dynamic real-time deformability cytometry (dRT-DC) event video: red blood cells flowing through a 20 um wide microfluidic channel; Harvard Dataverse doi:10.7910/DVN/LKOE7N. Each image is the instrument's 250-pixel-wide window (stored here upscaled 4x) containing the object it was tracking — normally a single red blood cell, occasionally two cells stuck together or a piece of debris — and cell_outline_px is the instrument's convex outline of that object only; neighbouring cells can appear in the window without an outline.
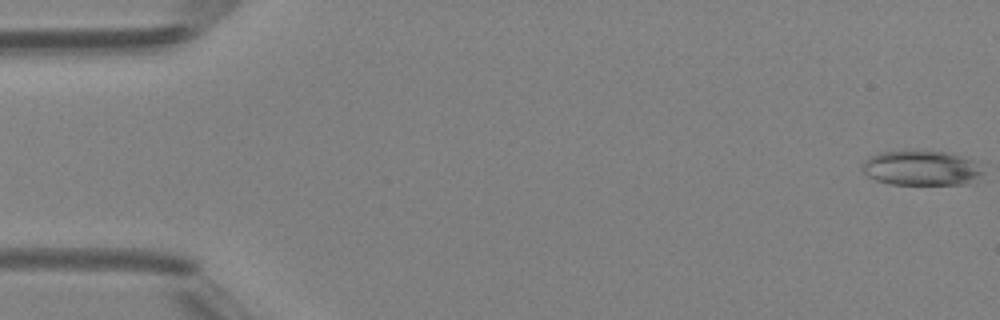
{"species": "Egyptian fruit bat (a non-hibernating species)", "species_latin": "Rousettus aegyptiacus", "temperature_condition": "room temperature", "stored_images_in_passage": 5, "camera_frame_rate_fps": 3000, "um_per_image_px": 0.085, "animal": {"sex": "female"}, "frame": {"image": 1, "passage_image": 1, "time_ms": 0.0, "image_size_px": [1000, 320], "cell_outline_px": [[984, 172], [980, 176], [968, 184], [888, 184], [876, 180], [868, 176], [860, 168], [864, 160], [868, 156], [880, 152], [912, 148], [916, 148], [948, 152], [980, 160]], "centroid_in_image_um": [78.34, 14.23], "position_along_channel_um": 6.7, "area_um2": 25.84}}
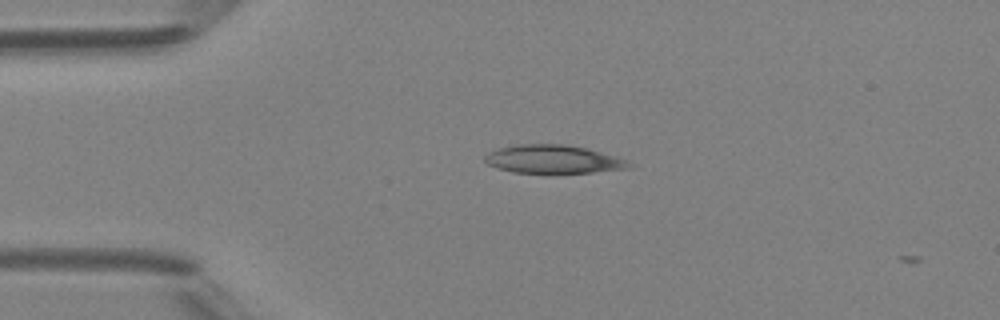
{"frame": {"image": 2, "passage_image": 4, "time_ms": 3.667, "image_size_px": [1000, 320], "cell_outline_px": [[632, 168], [552, 176], [548, 176], [512, 172], [496, 168], [488, 164], [484, 160], [484, 156], [488, 152], [500, 148], [516, 144], [564, 144], [584, 148], [628, 160], [632, 164]], "centroid_in_image_um": [46.99, 13.59], "position_along_channel_um": 38.0, "area_um2": 24.68}}